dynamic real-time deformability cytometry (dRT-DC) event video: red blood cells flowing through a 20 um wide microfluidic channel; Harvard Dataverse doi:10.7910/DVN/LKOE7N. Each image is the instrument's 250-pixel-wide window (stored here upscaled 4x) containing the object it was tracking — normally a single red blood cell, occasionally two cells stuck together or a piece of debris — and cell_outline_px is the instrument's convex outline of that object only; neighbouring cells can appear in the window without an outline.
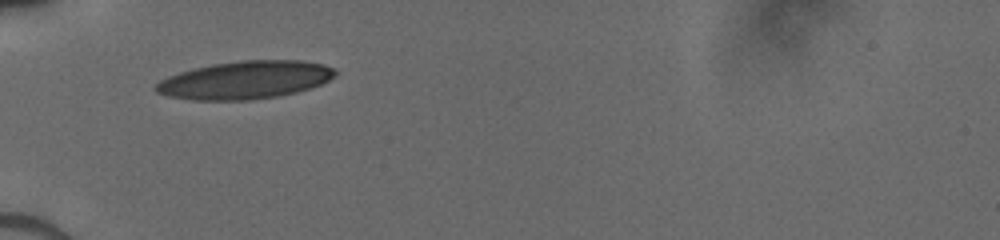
{"species": "human", "species_latin": "Homo sapiens", "temperature_condition": "cold", "stored_images_in_passage": 27, "camera_frame_rate_fps": 3000, "um_per_image_px": 0.085, "donor": {"sex": "male"}, "frame": {"image": 1, "passage_image": 1, "time_ms": 0.0, "image_size_px": [1000, 240], "cell_outline_px": [[336, 76], [320, 84], [296, 92], [276, 96], [248, 100], [192, 100], [168, 96], [156, 92], [152, 88], [160, 80], [168, 76], [180, 72], [212, 64], [244, 60], [300, 60], [324, 64], [332, 68], [336, 72]], "centroid_in_image_um": [20.8, 6.8], "position_along_channel_um": 64.2, "area_um2": 39.42}}
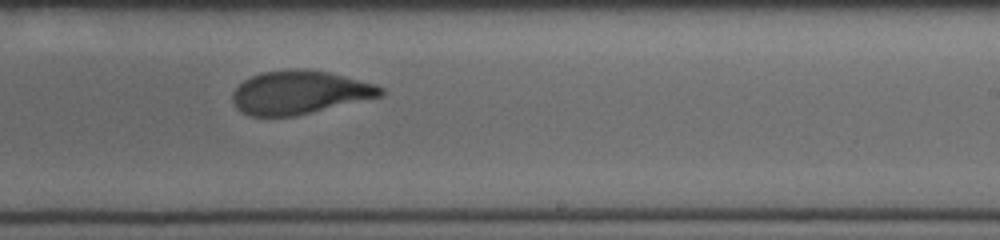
{"frame": {"image": 2, "passage_image": 16, "time_ms": 5.0, "image_size_px": [1000, 240], "cell_outline_px": [[384, 92], [380, 96], [296, 116], [248, 116], [240, 112], [232, 104], [232, 92], [244, 80], [252, 76], [264, 72], [292, 68], [308, 68], [328, 72], [376, 84], [384, 88]], "centroid_in_image_um": [25.42, 7.85], "position_along_channel_um": 263.6, "area_um2": 37.57}}
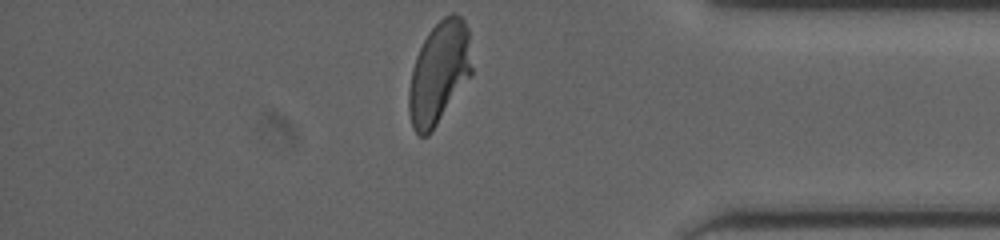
{"frame": {"image": 3, "passage_image": 27, "time_ms": 8.667, "image_size_px": [1000, 240], "cell_outline_px": [[472, 72], [432, 132], [428, 136], [420, 136], [412, 128], [408, 108], [408, 88], [412, 68], [416, 56], [428, 32], [444, 16], [452, 12], [456, 12], [464, 20], [468, 28], [472, 68]], "centroid_in_image_um": [37.3, 6.18], "position_along_channel_um": 397.9, "area_um2": 37.45}}